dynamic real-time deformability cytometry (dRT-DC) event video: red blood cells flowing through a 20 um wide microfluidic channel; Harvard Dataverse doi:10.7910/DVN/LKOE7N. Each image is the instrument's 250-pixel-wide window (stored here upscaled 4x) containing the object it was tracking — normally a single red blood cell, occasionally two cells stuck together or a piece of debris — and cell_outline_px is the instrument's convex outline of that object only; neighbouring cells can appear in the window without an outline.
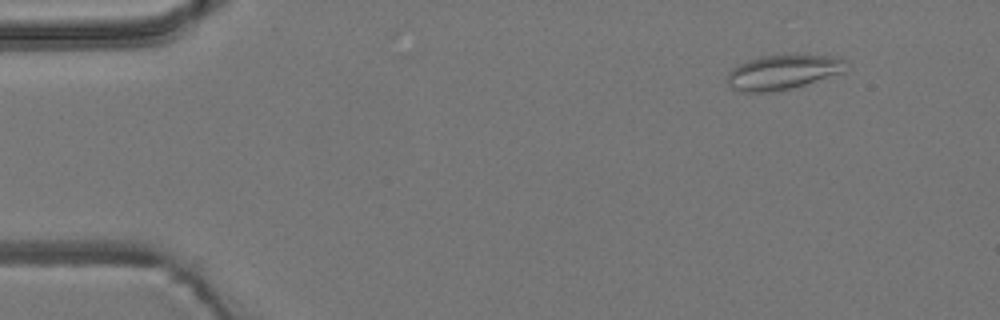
{"species": "common noctule bat (a hibernating species)", "species_latin": "Nyctalus noctula", "temperature_condition": "room temperature", "stored_images_in_passage": 22, "camera_frame_rate_fps": 3000, "um_per_image_px": 0.085, "animal": {"sex": "male", "body_mass_g": 19.2, "forearm_length_mm": 51.8}, "frame": {"image": 1, "passage_image": 1, "time_ms": 0.0, "image_size_px": [1000, 320], "cell_outline_px": [[848, 60], [844, 72], [792, 88], [776, 92], [736, 92], [728, 84], [728, 72], [736, 64], [760, 56], [792, 52], [796, 52], [840, 56]], "centroid_in_image_um": [66.59, 6.07], "position_along_channel_um": 18.4, "area_um2": 25.2}}
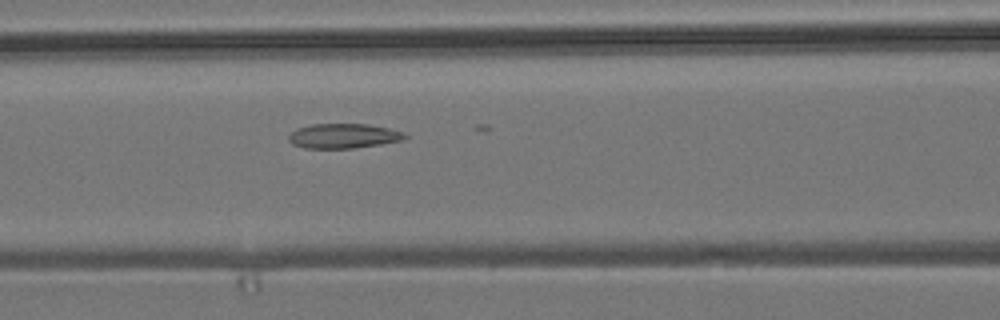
{"frame": {"image": 2, "passage_image": 18, "time_ms": 5.667, "image_size_px": [1000, 320], "cell_outline_px": [[408, 136], [404, 140], [380, 144], [352, 148], [304, 148], [292, 144], [288, 140], [288, 136], [296, 128], [312, 124], [368, 124], [388, 128], [404, 132]], "centroid_in_image_um": [29.19, 11.55], "position_along_channel_um": 137.4, "area_um2": 16.76}}
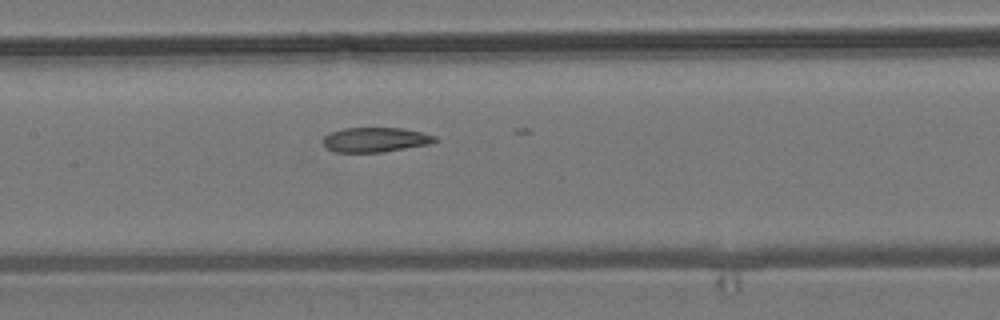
{"frame": {"image": 3, "passage_image": 21, "time_ms": 6.667, "image_size_px": [1000, 320], "cell_outline_px": [[436, 140], [432, 144], [380, 152], [332, 152], [324, 144], [324, 136], [332, 132], [344, 128], [404, 128], [436, 136]], "centroid_in_image_um": [31.92, 11.88], "position_along_channel_um": 175.5, "area_um2": 15.95}}